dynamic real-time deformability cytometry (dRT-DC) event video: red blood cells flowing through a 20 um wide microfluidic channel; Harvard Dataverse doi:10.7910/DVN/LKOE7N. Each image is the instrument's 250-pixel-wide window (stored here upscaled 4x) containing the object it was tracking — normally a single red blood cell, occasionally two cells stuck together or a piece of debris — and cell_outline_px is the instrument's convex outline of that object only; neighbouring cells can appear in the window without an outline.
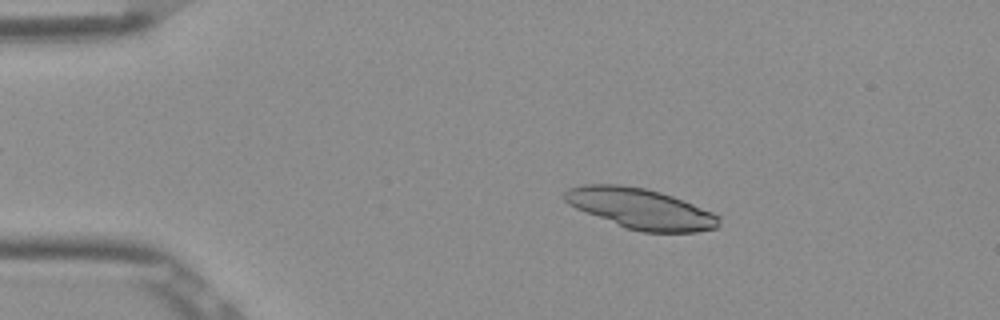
{"species": "Egyptian fruit bat (a non-hibernating species)", "species_latin": "Rousettus aegyptiacus", "temperature_condition": "room temperature", "stored_images_in_passage": 44, "camera_frame_rate_fps": 3000, "um_per_image_px": 0.085, "frame": {"image": 1, "passage_image": 2, "time_ms": 0.333, "image_size_px": [1000, 320], "cell_outline_px": [[720, 224], [716, 228], [696, 232], [644, 232], [624, 228], [576, 208], [568, 204], [564, 200], [564, 192], [568, 188], [584, 184], [620, 184], [644, 188], [660, 192], [672, 196], [712, 212], [720, 216]], "centroid_in_image_um": [54.44, 17.73], "position_along_channel_um": 30.6, "area_um2": 36.3}}